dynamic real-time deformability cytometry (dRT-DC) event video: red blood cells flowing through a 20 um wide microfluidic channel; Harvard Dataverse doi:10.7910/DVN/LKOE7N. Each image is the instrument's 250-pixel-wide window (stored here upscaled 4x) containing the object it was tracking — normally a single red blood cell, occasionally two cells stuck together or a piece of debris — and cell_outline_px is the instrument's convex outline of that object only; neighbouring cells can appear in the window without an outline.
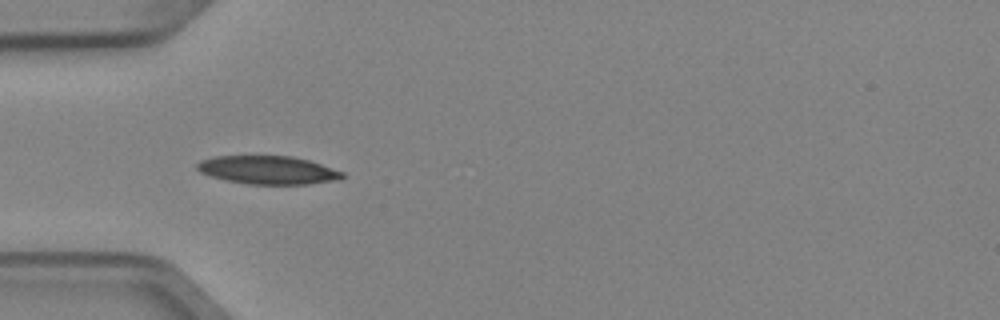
{"species": "Egyptian fruit bat (a non-hibernating species)", "species_latin": "Rousettus aegyptiacus", "temperature_condition": "cold", "stored_images_in_passage": 6, "camera_frame_rate_fps": 3000, "um_per_image_px": 0.085, "animal": {"sex": "female"}, "frame": {"image": 1, "passage_image": 5, "time_ms": 1.333, "image_size_px": [1000, 320], "cell_outline_px": [[344, 176], [340, 180], [308, 184], [248, 184], [228, 180], [212, 176], [200, 172], [196, 168], [196, 164], [200, 160], [212, 156], [292, 156], [308, 160], [344, 172]], "centroid_in_image_um": [22.78, 14.45], "position_along_channel_um": 62.2, "area_um2": 23.87}}
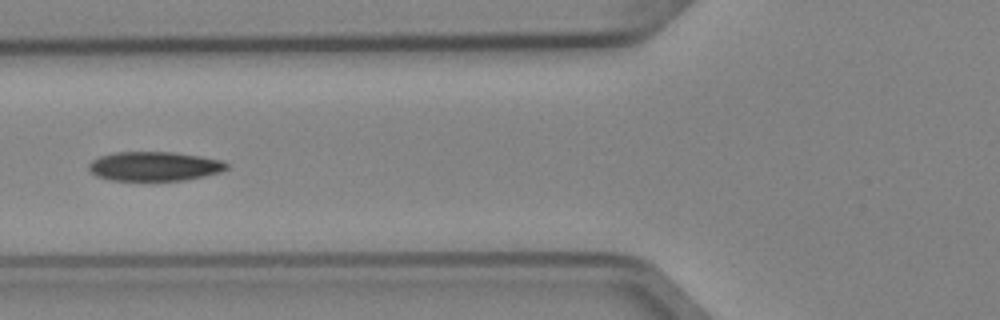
{"frame": {"image": 2, "passage_image": 6, "time_ms": 1.667, "image_size_px": [1000, 320], "cell_outline_px": [[228, 168], [220, 172], [204, 176], [184, 180], [112, 180], [96, 176], [88, 168], [88, 164], [92, 160], [100, 156], [116, 152], [172, 152], [200, 156], [220, 160], [228, 164]], "centroid_in_image_um": [13.11, 14.13], "position_along_channel_um": 112.7, "area_um2": 23.35}}